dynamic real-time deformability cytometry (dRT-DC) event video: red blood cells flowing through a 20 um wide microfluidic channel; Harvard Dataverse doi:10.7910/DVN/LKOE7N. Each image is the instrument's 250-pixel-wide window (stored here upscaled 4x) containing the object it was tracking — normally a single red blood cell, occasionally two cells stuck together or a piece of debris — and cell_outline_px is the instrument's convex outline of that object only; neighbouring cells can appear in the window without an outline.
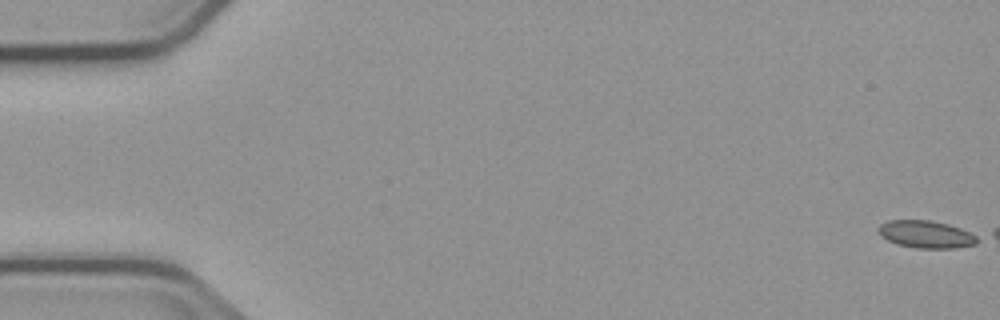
{"species": "common noctule bat (a hibernating species)", "species_latin": "Nyctalus noctula", "temperature_condition": "cold", "stored_images_in_passage": 3, "camera_frame_rate_fps": 3000, "um_per_image_px": 0.085, "animal": {"sex": "male", "body_mass_g": 23.1, "forearm_length_mm": 52.7}, "frame": {"image": 1, "passage_image": 1, "time_ms": 0.0, "image_size_px": [1000, 320], "cell_outline_px": [[976, 244], [956, 248], [916, 248], [896, 244], [880, 236], [880, 224], [888, 220], [928, 220], [948, 224], [960, 228], [976, 236]], "centroid_in_image_um": [78.69, 19.92], "position_along_channel_um": 6.3, "area_um2": 15.61}}